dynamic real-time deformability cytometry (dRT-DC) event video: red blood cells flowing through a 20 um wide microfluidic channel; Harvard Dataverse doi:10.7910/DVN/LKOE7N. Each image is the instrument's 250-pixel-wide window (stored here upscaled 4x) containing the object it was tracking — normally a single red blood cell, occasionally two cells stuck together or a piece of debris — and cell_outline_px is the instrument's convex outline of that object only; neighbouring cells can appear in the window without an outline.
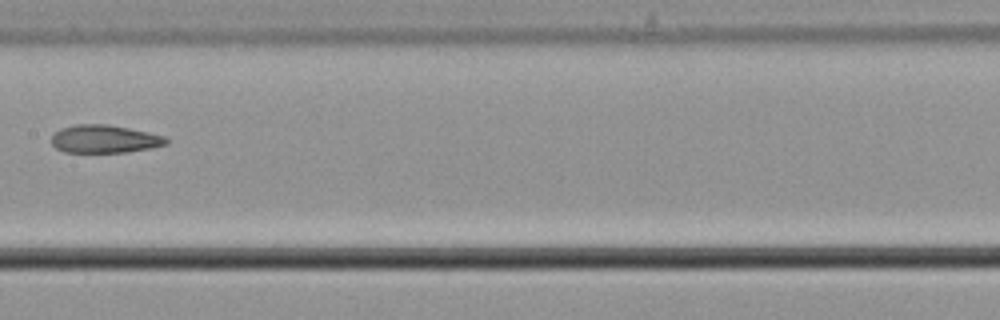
{"species": "common noctule bat (a hibernating species)", "species_latin": "Nyctalus noctula", "temperature_condition": "cold", "stored_images_in_passage": 6, "camera_frame_rate_fps": 3000, "um_per_image_px": 0.085, "animal": {"sex": "male", "body_mass_g": 21.5, "forearm_length_mm": 52.0}, "frame": {"image": 1, "passage_image": 4, "time_ms": 1.0, "image_size_px": [1000, 320], "cell_outline_px": [[168, 144], [152, 148], [128, 152], [64, 152], [56, 148], [52, 144], [52, 136], [60, 128], [76, 124], [108, 124], [148, 132], [164, 136], [168, 140]], "centroid_in_image_um": [8.89, 11.81], "position_along_channel_um": 198.5, "area_um2": 18.73}}
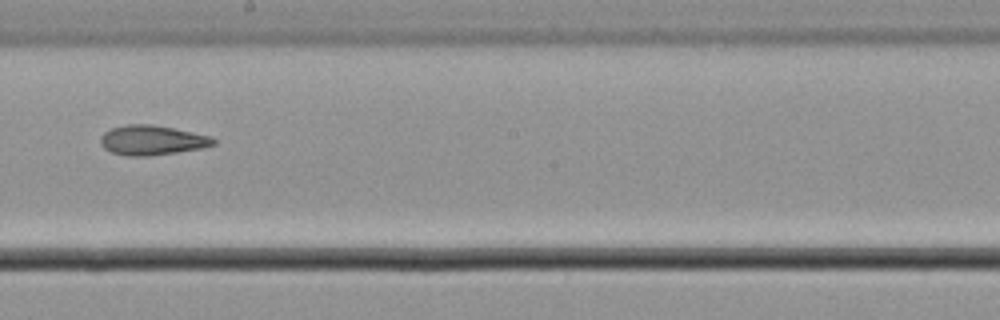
{"frame": {"image": 2, "passage_image": 5, "time_ms": 1.333, "image_size_px": [1000, 320], "cell_outline_px": [[216, 144], [204, 148], [148, 156], [128, 156], [112, 152], [104, 148], [100, 144], [100, 136], [104, 132], [112, 128], [124, 124], [152, 124], [212, 136], [216, 140]], "centroid_in_image_um": [12.93, 11.91], "position_along_channel_um": 235.3, "area_um2": 19.65}}